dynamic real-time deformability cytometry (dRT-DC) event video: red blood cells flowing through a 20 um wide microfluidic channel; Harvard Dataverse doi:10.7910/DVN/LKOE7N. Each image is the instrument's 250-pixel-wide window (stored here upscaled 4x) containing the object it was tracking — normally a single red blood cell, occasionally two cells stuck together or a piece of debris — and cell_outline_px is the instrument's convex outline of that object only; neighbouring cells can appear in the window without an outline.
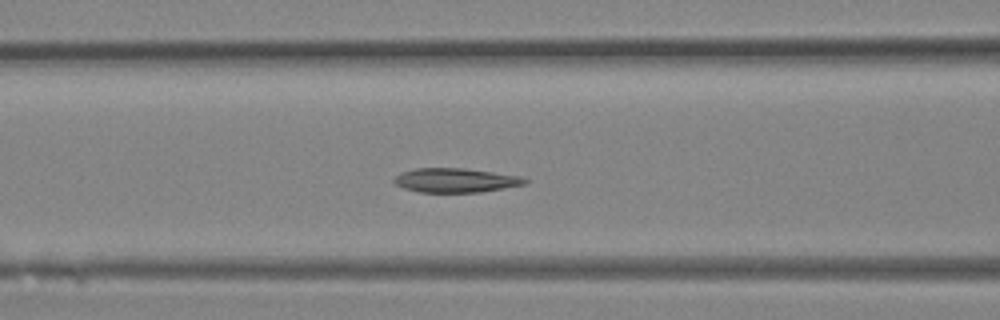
{"species": "Egyptian fruit bat (a non-hibernating species)", "species_latin": "Rousettus aegyptiacus", "temperature_condition": "room temperature", "stored_images_in_passage": 26, "camera_frame_rate_fps": 3000, "um_per_image_px": 0.085, "animal": {"sex": "female"}, "frame": {"image": 1, "passage_image": 5, "time_ms": 1.333, "image_size_px": [1000, 320], "cell_outline_px": [[528, 184], [480, 192], [420, 192], [404, 188], [396, 184], [392, 180], [396, 176], [404, 172], [416, 168], [464, 168], [520, 176], [528, 180]], "centroid_in_image_um": [38.75, 15.33], "position_along_channel_um": 127.8, "area_um2": 18.32}}
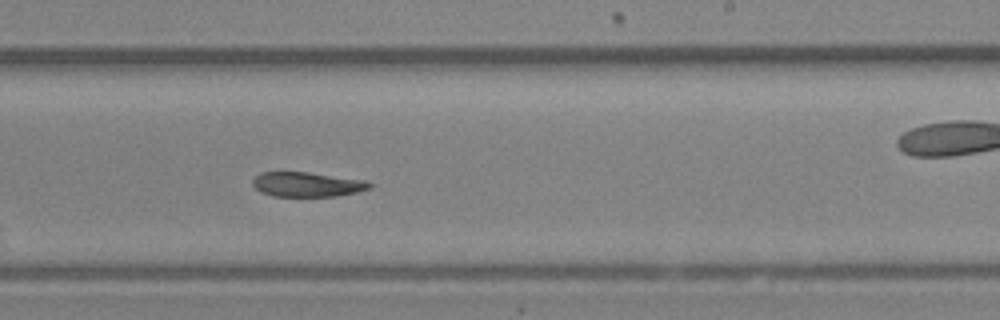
{"frame": {"image": 2, "passage_image": 12, "time_ms": 3.667, "image_size_px": [1000, 320], "cell_outline_px": [[372, 188], [356, 192], [336, 196], [272, 196], [260, 192], [252, 184], [252, 180], [260, 172], [308, 172], [368, 180], [372, 184]], "centroid_in_image_um": [26.12, 15.67], "position_along_channel_um": 262.9, "area_um2": 16.94}}
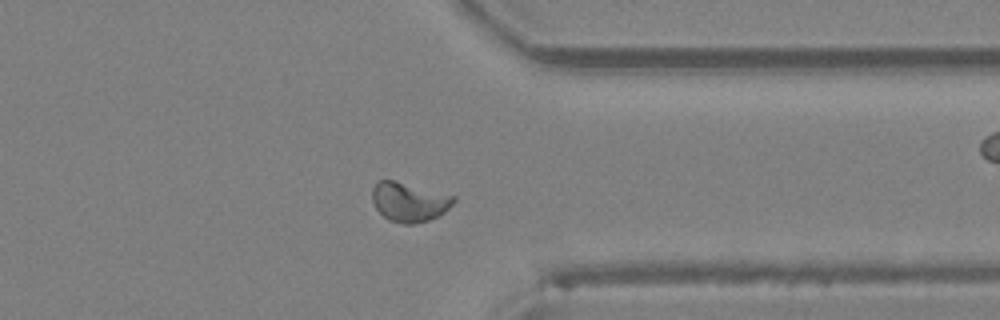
{"frame": {"image": 3, "passage_image": 18, "time_ms": 5.667, "image_size_px": [1000, 320], "cell_outline_px": [[456, 200], [444, 212], [428, 220], [412, 224], [404, 224], [388, 220], [376, 208], [372, 200], [372, 188], [380, 180], [392, 180], [456, 196]], "centroid_in_image_um": [34.77, 17.17], "position_along_channel_um": 376.6, "area_um2": 18.38}}